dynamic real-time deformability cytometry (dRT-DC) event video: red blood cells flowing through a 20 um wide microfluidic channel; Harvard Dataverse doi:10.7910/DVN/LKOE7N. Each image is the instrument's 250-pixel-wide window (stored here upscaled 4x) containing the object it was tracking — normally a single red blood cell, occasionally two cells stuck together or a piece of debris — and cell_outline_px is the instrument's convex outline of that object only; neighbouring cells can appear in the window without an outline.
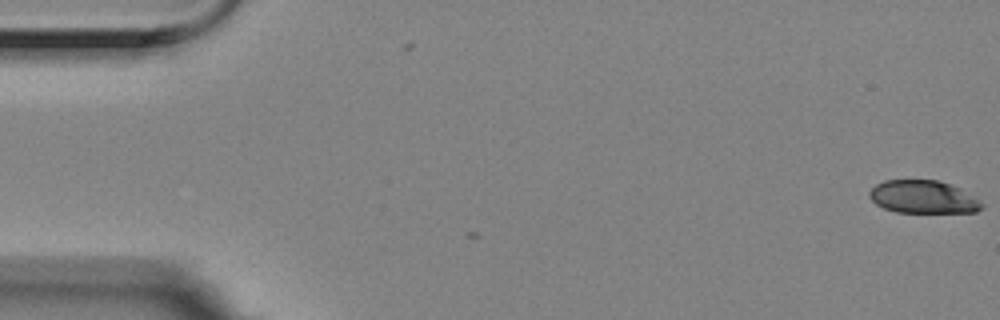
{"species": "Egyptian fruit bat (a non-hibernating species)", "species_latin": "Rousettus aegyptiacus", "temperature_condition": "room temperature", "stored_images_in_passage": 5, "camera_frame_rate_fps": 3000, "um_per_image_px": 0.085, "animal": {"sex": "female"}, "frame": {"image": 1, "passage_image": 5, "time_ms": 1.333, "image_size_px": [1000, 320], "cell_outline_px": [[984, 204], [976, 212], [896, 212], [884, 208], [876, 204], [868, 196], [868, 192], [876, 184], [884, 180], [936, 180], [960, 188]], "centroid_in_image_um": [78.42, 16.74], "position_along_channel_um": 6.6, "area_um2": 21.33}}